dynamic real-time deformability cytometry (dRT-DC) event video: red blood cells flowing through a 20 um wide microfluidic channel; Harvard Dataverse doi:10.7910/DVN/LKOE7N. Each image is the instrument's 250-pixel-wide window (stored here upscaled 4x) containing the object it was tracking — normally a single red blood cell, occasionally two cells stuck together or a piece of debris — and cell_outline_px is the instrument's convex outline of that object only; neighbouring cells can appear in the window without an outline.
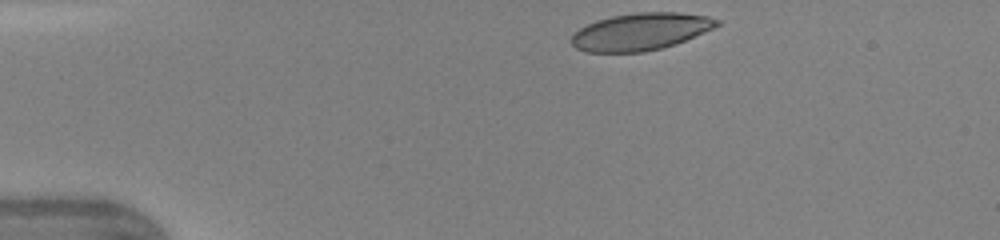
{"species": "human", "species_latin": "Homo sapiens", "temperature_condition": "warm", "stored_images_in_passage": 38, "camera_frame_rate_fps": 3000, "um_per_image_px": 0.085, "donor": {"sex": "female"}, "frame": {"image": 1, "passage_image": 1, "time_ms": 0.0, "image_size_px": [1000, 240], "cell_outline_px": [[720, 24], [712, 28], [676, 44], [644, 52], [588, 52], [576, 48], [572, 44], [572, 36], [580, 28], [596, 20], [612, 16], [636, 12], [680, 12], [708, 16], [720, 20]], "centroid_in_image_um": [54.46, 2.68], "position_along_channel_um": 30.5, "area_um2": 31.33}}
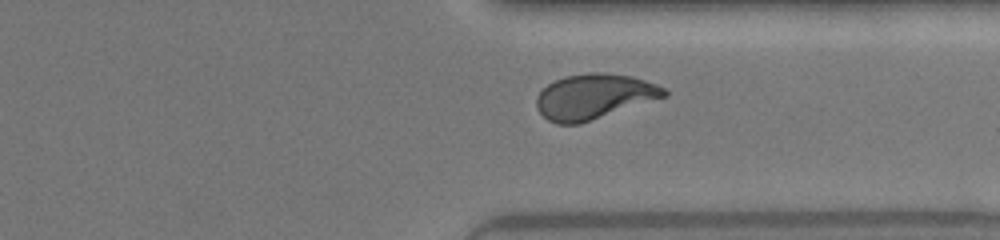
{"frame": {"image": 2, "passage_image": 28, "time_ms": 9.0, "image_size_px": [1000, 240], "cell_outline_px": [[668, 96], [580, 124], [556, 124], [548, 120], [536, 108], [536, 96], [548, 84], [564, 76], [588, 72], [608, 72], [632, 76], [656, 84], [664, 88], [668, 92]], "centroid_in_image_um": [50.5, 8.2], "position_along_channel_um": 360.9, "area_um2": 33.81}, "authors_computed_cell_mechanics": {"area_um2": 33.1483, "velocity_mm_per_s": 4.3761, "shape_relaxation_time_tau1_ms": 4.7752, "shape_relaxation_time_tau2_ms": 0.6272, "deformation_change_tau1": 0.213, "deformation_change_tau2": 0.0775}}